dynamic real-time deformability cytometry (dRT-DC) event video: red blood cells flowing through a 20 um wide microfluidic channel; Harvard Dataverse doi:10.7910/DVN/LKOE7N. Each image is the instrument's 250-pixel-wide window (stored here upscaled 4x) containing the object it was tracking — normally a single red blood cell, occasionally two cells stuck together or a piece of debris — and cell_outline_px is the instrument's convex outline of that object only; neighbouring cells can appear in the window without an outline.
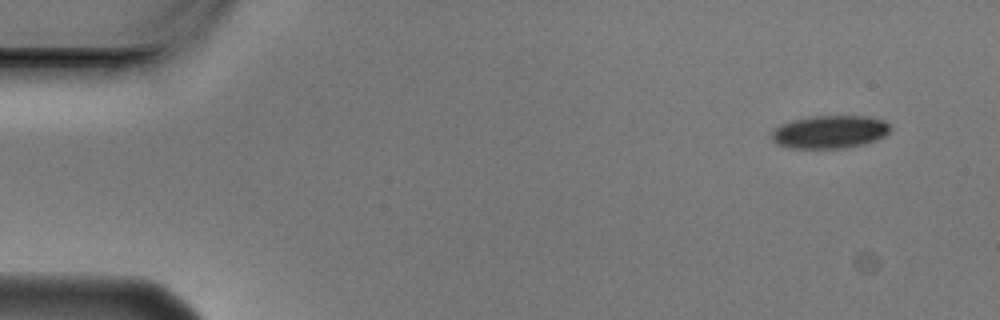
{"species": "Egyptian fruit bat (a non-hibernating species)", "species_latin": "Rousettus aegyptiacus", "temperature_condition": "cold", "stored_images_in_passage": 4, "camera_frame_rate_fps": 3000, "um_per_image_px": 0.085, "animal": {"sex": "male"}, "frame": {"image": 1, "passage_image": 1, "time_ms": 0.0, "image_size_px": [1000, 320], "cell_outline_px": [[892, 128], [884, 136], [876, 140], [864, 144], [844, 148], [788, 148], [776, 144], [772, 140], [772, 132], [780, 124], [792, 120], [816, 116], [868, 116], [884, 120]], "centroid_in_image_um": [70.53, 11.21], "position_along_channel_um": 14.5, "area_um2": 22.83}}
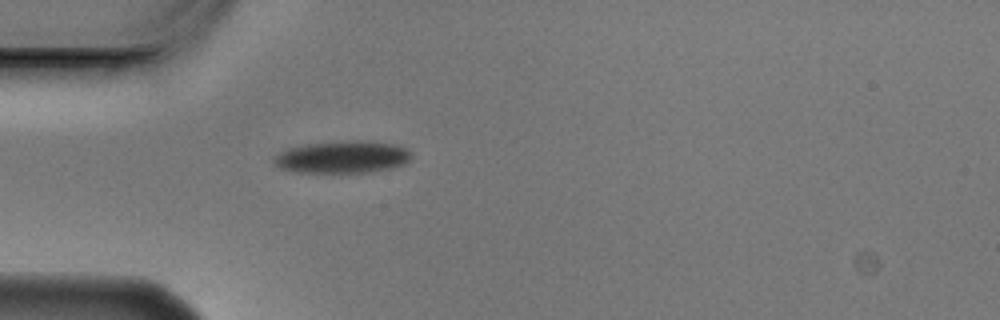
{"frame": {"image": 2, "passage_image": 4, "time_ms": 1.0, "image_size_px": [1000, 320], "cell_outline_px": [[412, 160], [404, 164], [392, 168], [372, 172], [296, 172], [280, 168], [272, 164], [272, 160], [280, 152], [288, 148], [304, 144], [352, 140], [372, 140], [392, 144], [404, 148], [412, 156]], "centroid_in_image_um": [29.1, 13.34], "position_along_channel_um": 55.9, "area_um2": 26.01}}